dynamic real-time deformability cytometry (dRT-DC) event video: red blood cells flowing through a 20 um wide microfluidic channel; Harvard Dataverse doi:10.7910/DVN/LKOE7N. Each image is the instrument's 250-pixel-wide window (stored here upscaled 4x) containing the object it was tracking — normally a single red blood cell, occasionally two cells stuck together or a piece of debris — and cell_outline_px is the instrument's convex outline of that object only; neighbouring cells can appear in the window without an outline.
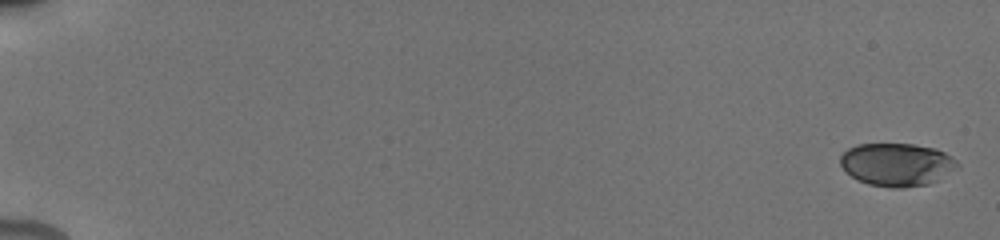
{"species": "human", "species_latin": "Homo sapiens", "temperature_condition": "cold", "stored_images_in_passage": 23, "camera_frame_rate_fps": 3000, "um_per_image_px": 0.085, "donor": {"sex": "male"}, "frame": {"image": 1, "passage_image": 1, "time_ms": 0.0, "image_size_px": [1000, 240], "cell_outline_px": [[960, 168], [928, 184], [904, 188], [892, 188], [868, 184], [856, 180], [840, 164], [840, 156], [848, 148], [856, 144], [912, 144], [936, 148], [952, 156], [960, 164]], "centroid_in_image_um": [76.26, 13.98], "position_along_channel_um": 8.7, "area_um2": 29.54}}
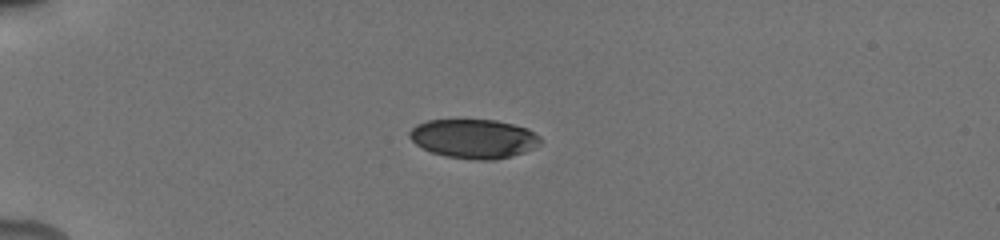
{"frame": {"image": 2, "passage_image": 11, "time_ms": 5.0, "image_size_px": [1000, 240], "cell_outline_px": [[540, 144], [524, 152], [512, 156], [496, 160], [476, 160], [448, 156], [432, 152], [416, 144], [408, 136], [408, 132], [416, 124], [428, 120], [496, 120], [528, 128], [540, 136]], "centroid_in_image_um": [40.28, 11.78], "position_along_channel_um": 44.7, "area_um2": 29.77}}
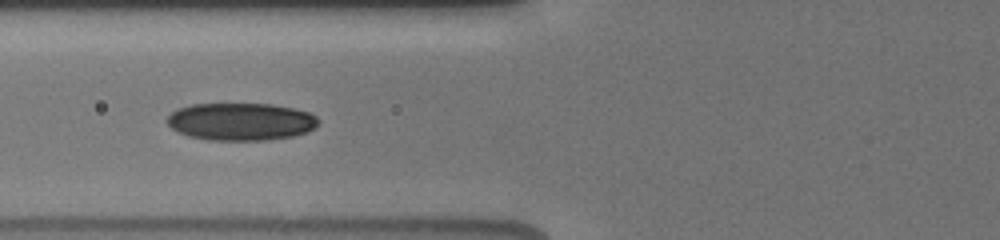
{"frame": {"image": 3, "passage_image": 16, "time_ms": 7.667, "image_size_px": [1000, 240], "cell_outline_px": [[320, 120], [316, 128], [308, 132], [292, 136], [264, 140], [208, 140], [188, 136], [176, 132], [164, 120], [176, 108], [192, 104], [272, 104], [292, 108], [308, 112], [316, 116]], "centroid_in_image_um": [20.45, 10.34], "position_along_channel_um": 105.3, "area_um2": 33.35}}